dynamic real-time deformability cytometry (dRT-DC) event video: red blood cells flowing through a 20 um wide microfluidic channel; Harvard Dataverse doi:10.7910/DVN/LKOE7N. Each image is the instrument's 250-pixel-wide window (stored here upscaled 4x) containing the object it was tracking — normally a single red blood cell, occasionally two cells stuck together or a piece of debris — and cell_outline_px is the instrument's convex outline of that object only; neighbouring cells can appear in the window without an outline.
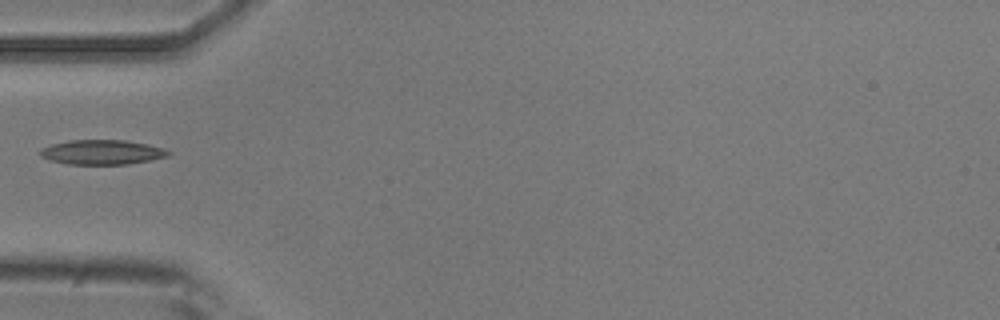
{"species": "common noctule bat (a hibernating species)", "species_latin": "Nyctalus noctula", "temperature_condition": "room temperature", "stored_images_in_passage": 5, "camera_frame_rate_fps": 3000, "um_per_image_px": 0.085, "animal": {"sex": "male", "body_mass_g": 20.5, "forearm_length_mm": 52.5}, "frame": {"image": 1, "passage_image": 5, "time_ms": 4.333, "image_size_px": [1000, 320], "cell_outline_px": [[172, 152], [168, 156], [128, 164], [68, 164], [52, 160], [40, 156], [40, 148], [52, 144], [68, 140], [124, 140], [148, 144], [164, 148]], "centroid_in_image_um": [8.67, 12.93], "position_along_channel_um": 76.3, "area_um2": 18.32}}